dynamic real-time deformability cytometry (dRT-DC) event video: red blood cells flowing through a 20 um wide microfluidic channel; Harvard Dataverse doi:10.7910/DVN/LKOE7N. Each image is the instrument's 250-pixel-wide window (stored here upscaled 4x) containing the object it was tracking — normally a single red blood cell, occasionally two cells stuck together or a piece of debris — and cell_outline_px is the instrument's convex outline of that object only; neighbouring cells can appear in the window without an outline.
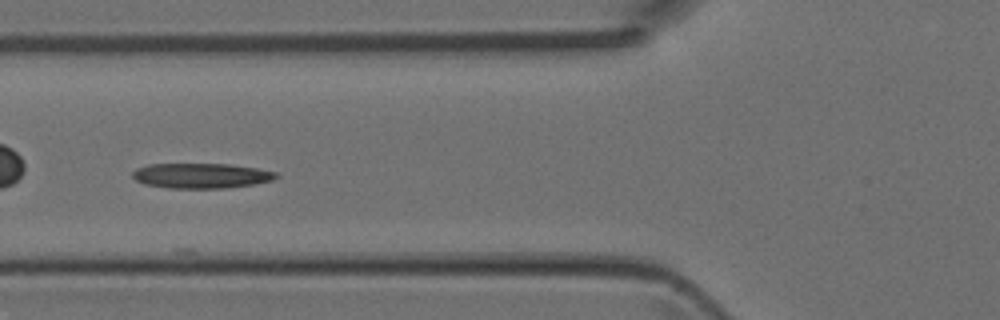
{"species": "Egyptian fruit bat (a non-hibernating species)", "species_latin": "Rousettus aegyptiacus", "temperature_condition": "room temperature", "stored_images_in_passage": 9, "segment_of_instrument_passage": [1, 2], "camera_frame_rate_fps": 3000, "um_per_image_px": 0.085, "animal": {"sex": "female"}, "frame": {"image": 1, "passage_image": 5, "time_ms": 1.333, "image_size_px": [1000, 320], "cell_outline_px": [[280, 176], [272, 180], [252, 184], [224, 188], [168, 188], [144, 184], [136, 180], [132, 176], [132, 172], [136, 168], [148, 164], [232, 164], [256, 168], [276, 172]], "centroid_in_image_um": [17.08, 14.93], "position_along_channel_um": 108.7, "area_um2": 20.98}}